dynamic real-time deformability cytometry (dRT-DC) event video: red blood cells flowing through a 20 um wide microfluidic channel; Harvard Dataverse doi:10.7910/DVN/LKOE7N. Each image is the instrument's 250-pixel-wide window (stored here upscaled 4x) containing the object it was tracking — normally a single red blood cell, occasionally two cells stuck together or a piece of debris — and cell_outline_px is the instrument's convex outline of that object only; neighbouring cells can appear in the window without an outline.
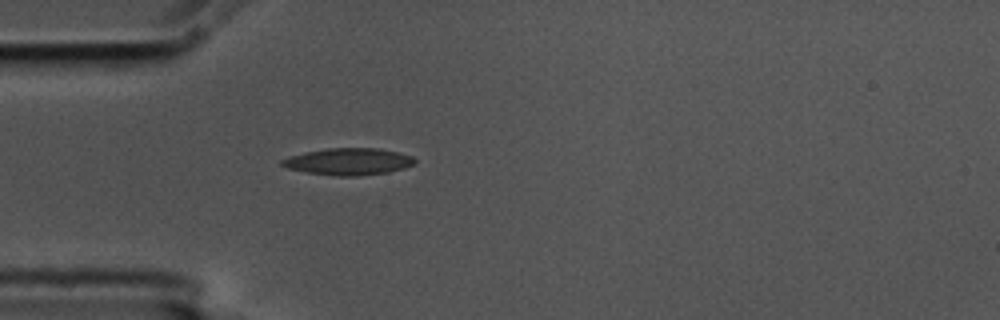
{"species": "common noctule bat (a hibernating species)", "species_latin": "Nyctalus noctula", "temperature_condition": "cold", "stored_images_in_passage": 4, "camera_frame_rate_fps": 3000, "um_per_image_px": 0.085, "animal": {"sex": "male", "body_mass_g": 17.5, "forearm_length_mm": 52.3}, "frame": {"image": 1, "passage_image": 4, "time_ms": 1.0, "image_size_px": [1000, 320], "cell_outline_px": [[416, 160], [412, 164], [404, 168], [388, 172], [356, 176], [336, 176], [308, 172], [288, 168], [280, 164], [280, 160], [288, 156], [304, 152], [328, 148], [380, 148], [412, 156]], "centroid_in_image_um": [29.59, 13.73], "position_along_channel_um": 55.4, "area_um2": 20.69}}